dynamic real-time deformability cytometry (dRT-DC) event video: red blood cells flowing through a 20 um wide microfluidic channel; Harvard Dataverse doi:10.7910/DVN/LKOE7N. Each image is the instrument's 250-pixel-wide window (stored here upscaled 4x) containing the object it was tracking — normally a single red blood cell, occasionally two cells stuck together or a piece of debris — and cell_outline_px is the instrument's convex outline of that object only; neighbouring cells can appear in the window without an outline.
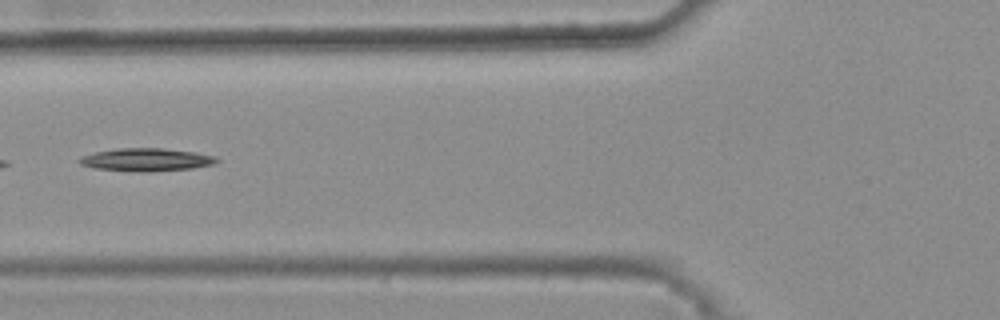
{"species": "common noctule bat (a hibernating species)", "species_latin": "Nyctalus noctula", "temperature_condition": "warm", "stored_images_in_passage": 13, "camera_frame_rate_fps": 3000, "um_per_image_px": 0.085, "animal": {"sex": "female", "body_mass_g": 25.1}, "frame": {"image": 1, "passage_image": 6, "time_ms": 1.667, "image_size_px": [1000, 320], "cell_outline_px": [[220, 160], [212, 164], [192, 168], [96, 168], [80, 164], [76, 160], [80, 156], [96, 152], [116, 148], [164, 148], [192, 152], [216, 156]], "centroid_in_image_um": [12.42, 13.49], "position_along_channel_um": 113.4, "area_um2": 16.76}}